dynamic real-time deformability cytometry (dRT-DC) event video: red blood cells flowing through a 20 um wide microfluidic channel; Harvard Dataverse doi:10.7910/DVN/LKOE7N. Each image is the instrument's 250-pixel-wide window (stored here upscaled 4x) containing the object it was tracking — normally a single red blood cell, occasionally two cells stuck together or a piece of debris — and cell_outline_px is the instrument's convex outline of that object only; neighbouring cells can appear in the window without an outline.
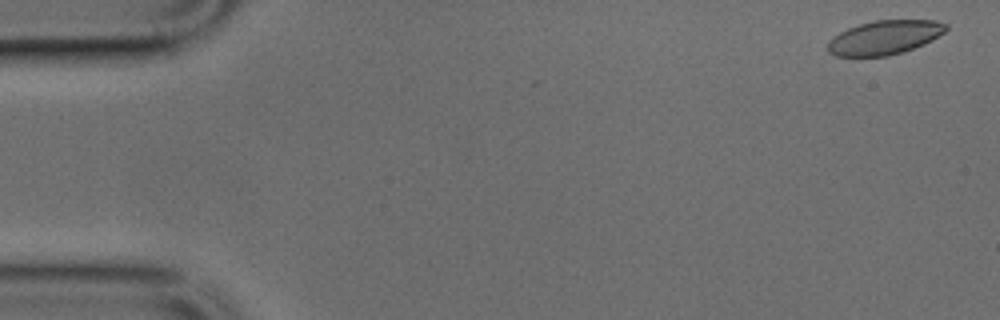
{"species": "common noctule bat (a hibernating species)", "species_latin": "Nyctalus noctula", "temperature_condition": "cold", "stored_images_in_passage": 10, "camera_frame_rate_fps": 3000, "um_per_image_px": 0.085, "animal": {"sex": "male", "body_mass_g": 17.9, "forearm_length_mm": 54.2}, "frame": {"image": 1, "passage_image": 2, "time_ms": 0.333, "image_size_px": [1000, 320], "cell_outline_px": [[948, 28], [944, 32], [932, 40], [924, 44], [888, 56], [836, 56], [828, 52], [828, 40], [840, 32], [848, 28], [872, 20], [936, 20], [948, 24]], "centroid_in_image_um": [75.19, 3.17], "position_along_channel_um": 9.8, "area_um2": 23.41}}